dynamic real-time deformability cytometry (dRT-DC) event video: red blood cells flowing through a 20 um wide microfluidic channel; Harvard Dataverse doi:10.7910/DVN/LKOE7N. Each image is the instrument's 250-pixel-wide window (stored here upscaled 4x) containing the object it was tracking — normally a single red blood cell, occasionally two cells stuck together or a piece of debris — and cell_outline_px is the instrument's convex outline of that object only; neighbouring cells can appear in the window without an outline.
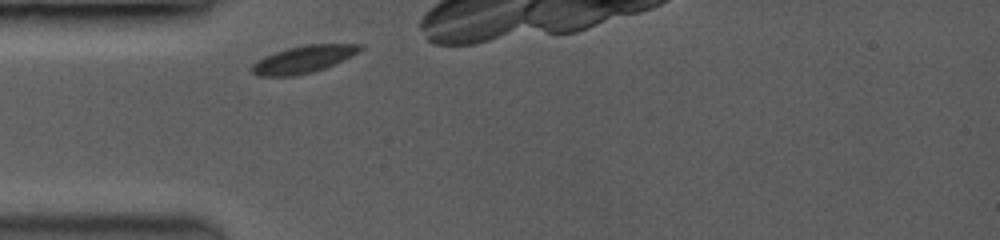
{"species": "common noctule bat (a hibernating species)", "species_latin": "Nyctalus noctula", "temperature_condition": "room temperature", "stored_images_in_passage": 2, "camera_frame_rate_fps": 3500, "um_per_image_px": 0.085, "animal": {"sex": "female", "body_mass_g": 19.0, "forearm_length_mm": 53.3}, "frame": {"image": 1, "passage_image": 1, "time_ms": 0.0, "image_size_px": [1000, 240], "cell_outline_px": [[364, 48], [352, 56], [324, 68], [312, 72], [292, 76], [260, 76], [252, 72], [252, 64], [264, 56], [288, 48], [304, 44], [364, 44]], "centroid_in_image_um": [25.81, 5.03], "position_along_channel_um": 59.2, "area_um2": 17.05}}